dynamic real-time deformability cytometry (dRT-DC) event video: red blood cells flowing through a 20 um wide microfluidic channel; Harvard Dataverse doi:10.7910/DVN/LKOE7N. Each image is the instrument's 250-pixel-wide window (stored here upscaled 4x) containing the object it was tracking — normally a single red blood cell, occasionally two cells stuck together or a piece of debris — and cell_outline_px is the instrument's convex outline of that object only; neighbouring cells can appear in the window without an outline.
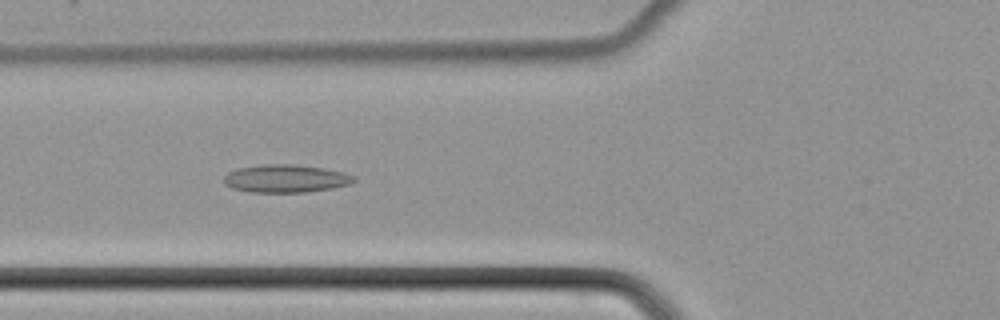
{"species": "common noctule bat (a hibernating species)", "species_latin": "Nyctalus noctula", "temperature_condition": "cold", "stored_images_in_passage": 41, "camera_frame_rate_fps": 3000, "um_per_image_px": 0.085, "animal": {"sex": "female", "body_mass_g": 22.7, "forearm_length_mm": 54.2}, "frame": {"image": 1, "passage_image": 10, "time_ms": 3.0, "image_size_px": [1000, 320], "cell_outline_px": [[356, 180], [352, 184], [332, 188], [304, 192], [248, 192], [232, 188], [224, 184], [224, 176], [228, 172], [240, 168], [264, 164], [296, 164], [324, 168], [344, 172], [356, 176]], "centroid_in_image_um": [24.32, 15.17], "position_along_channel_um": 101.5, "area_um2": 21.27}}
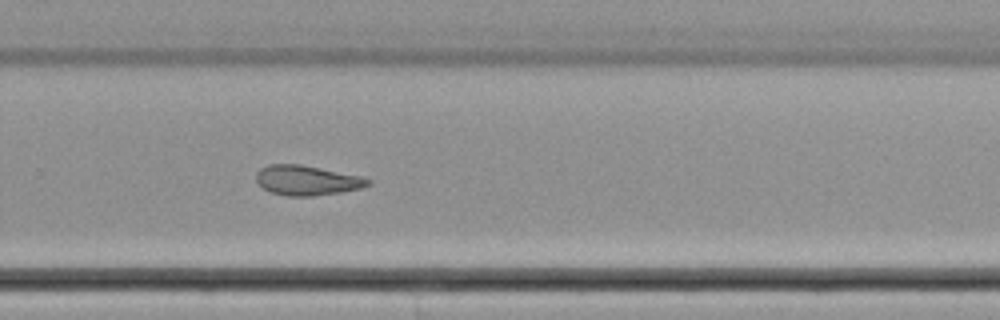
{"frame": {"image": 2, "passage_image": 25, "time_ms": 8.0, "image_size_px": [1000, 320], "cell_outline_px": [[372, 184], [360, 188], [340, 192], [312, 196], [288, 196], [272, 192], [256, 184], [256, 172], [260, 168], [268, 164], [300, 164], [360, 176], [372, 180]], "centroid_in_image_um": [26.06, 15.32], "position_along_channel_um": 303.7, "area_um2": 19.42}}
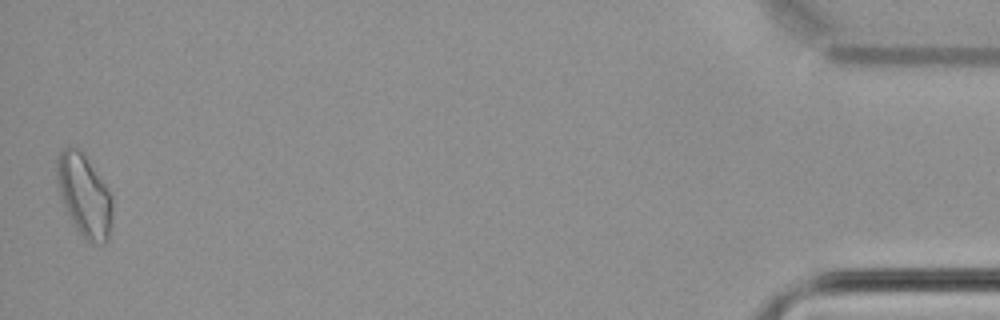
{"frame": {"image": 3, "passage_image": 41, "time_ms": 13.333, "image_size_px": [1000, 320], "cell_outline_px": [[112, 224], [108, 240], [104, 244], [96, 244], [88, 240], [76, 228], [64, 208], [60, 200], [56, 184], [56, 160], [60, 152], [68, 144], [80, 148], [84, 152], [112, 196]], "centroid_in_image_um": [7.14, 16.57], "position_along_channel_um": 428.1, "area_um2": 27.17}}